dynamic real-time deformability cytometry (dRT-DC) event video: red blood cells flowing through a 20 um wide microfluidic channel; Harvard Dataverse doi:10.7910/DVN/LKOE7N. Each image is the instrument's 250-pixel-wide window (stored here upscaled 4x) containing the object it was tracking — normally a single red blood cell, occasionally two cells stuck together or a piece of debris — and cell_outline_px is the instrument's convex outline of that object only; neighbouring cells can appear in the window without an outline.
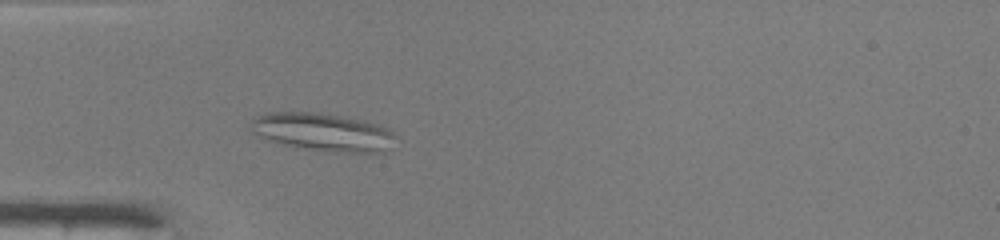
{"species": "common noctule bat (a hibernating species)", "species_latin": "Nyctalus noctula", "temperature_condition": "warm", "stored_images_in_passage": 42, "camera_frame_rate_fps": 3000, "um_per_image_px": 0.085, "animal": {"sex": "male", "body_mass_g": 19.0, "forearm_length_mm": 50.8}, "frame": {"image": 1, "passage_image": 9, "time_ms": 2.667, "image_size_px": [1000, 240], "cell_outline_px": [[396, 136], [388, 148], [384, 152], [336, 152], [304, 148], [264, 140], [252, 132], [252, 120], [256, 116], [264, 112], [316, 112], [364, 120], [380, 124], [388, 128]], "centroid_in_image_um": [27.42, 11.21], "position_along_channel_um": 57.6, "area_um2": 32.02}}
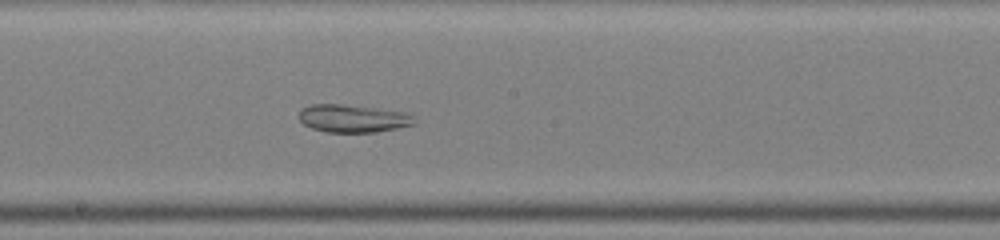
{"frame": {"image": 2, "passage_image": 21, "time_ms": 6.667, "image_size_px": [1000, 240], "cell_outline_px": [[416, 124], [376, 132], [324, 132], [312, 128], [304, 124], [300, 120], [300, 108], [312, 104], [340, 104], [376, 108], [404, 112], [416, 116]], "centroid_in_image_um": [30.02, 10.07], "position_along_channel_um": 218.2, "area_um2": 18.73}}
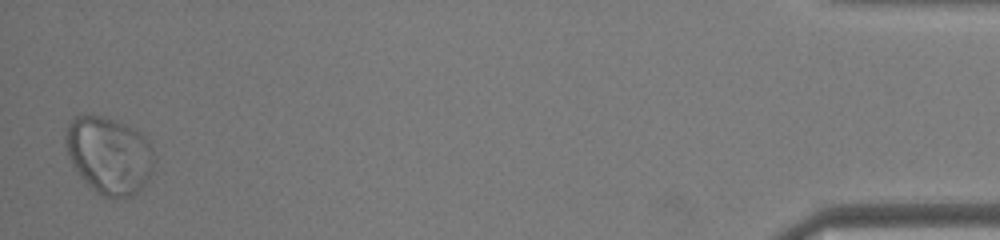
{"frame": {"image": 3, "passage_image": 42, "time_ms": 13.667, "image_size_px": [1000, 240], "cell_outline_px": [[156, 160], [152, 172], [148, 180], [132, 196], [120, 200], [116, 200], [104, 196], [96, 192], [80, 176], [72, 164], [64, 140], [64, 136], [68, 124], [76, 116], [100, 116], [116, 120], [128, 124], [140, 132], [148, 140], [152, 148]], "centroid_in_image_um": [9.31, 13.21], "position_along_channel_um": 425.9, "area_um2": 40.23}}